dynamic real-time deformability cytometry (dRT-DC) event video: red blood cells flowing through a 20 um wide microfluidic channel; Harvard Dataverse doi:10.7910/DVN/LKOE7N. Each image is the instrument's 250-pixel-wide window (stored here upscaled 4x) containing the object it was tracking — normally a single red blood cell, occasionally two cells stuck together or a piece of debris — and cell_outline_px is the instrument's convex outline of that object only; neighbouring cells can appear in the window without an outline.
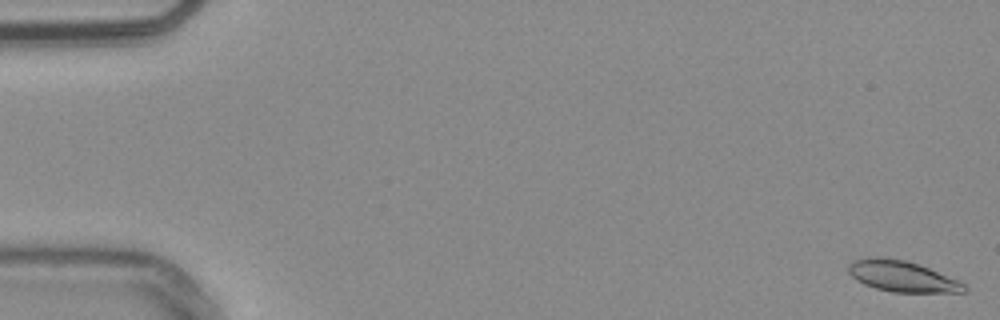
{"species": "common noctule bat (a hibernating species)", "species_latin": "Nyctalus noctula", "temperature_condition": "warm", "stored_images_in_passage": 54, "camera_frame_rate_fps": 3000, "um_per_image_px": 0.085, "animal": {"sex": "male", "body_mass_g": 20.4}, "frame": {"image": 1, "passage_image": 1, "time_ms": 0.0, "image_size_px": [1000, 320], "cell_outline_px": [[968, 288], [964, 292], [892, 292], [876, 288], [864, 284], [856, 280], [848, 272], [848, 264], [856, 260], [868, 256], [880, 256], [904, 260], [928, 268], [960, 280]], "centroid_in_image_um": [76.66, 23.48], "position_along_channel_um": 8.3, "area_um2": 20.87}}
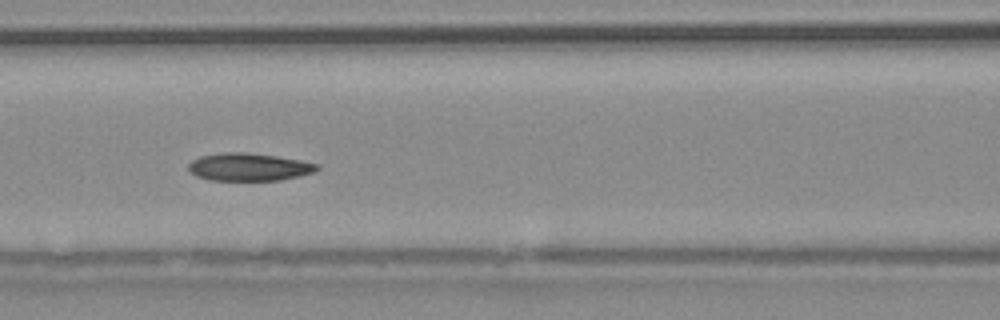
{"frame": {"image": 2, "passage_image": 24, "time_ms": 7.667, "image_size_px": [1000, 320], "cell_outline_px": [[320, 168], [312, 172], [300, 176], [280, 180], [212, 180], [196, 176], [188, 168], [188, 164], [192, 160], [200, 156], [224, 152], [244, 152], [276, 156], [300, 160], [320, 164]], "centroid_in_image_um": [21.17, 14.19], "position_along_channel_um": 145.4, "area_um2": 20.69}}
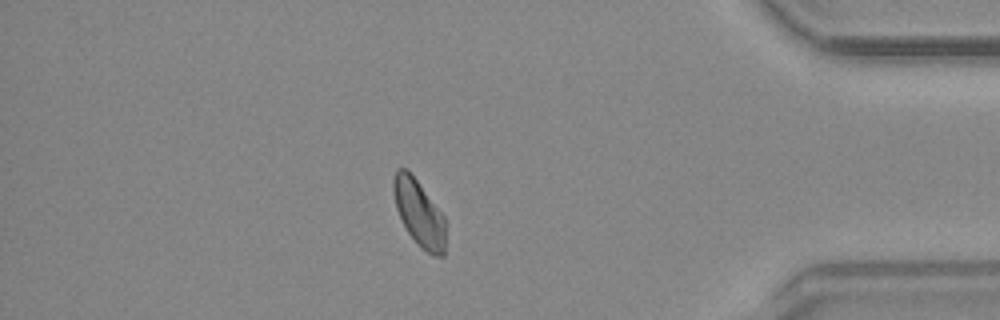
{"frame": {"image": 3, "passage_image": 47, "time_ms": 15.333, "image_size_px": [1000, 320], "cell_outline_px": [[444, 256], [432, 256], [408, 232], [396, 208], [392, 192], [392, 180], [396, 168], [404, 168], [416, 180], [444, 216]], "centroid_in_image_um": [35.59, 18.08], "position_along_channel_um": 399.6, "area_um2": 19.48}, "authors_computed_cell_mechanics": {"area_um2": 20.8369, "velocity_mm_per_s": 3.7587, "shape_relaxation_time_tau1_ms": 4.8377, "shape_relaxation_time_tau2_ms": 5.3796, "deformation_change_tau1": 0.107, "deformation_change_tau2": 0.0832}}